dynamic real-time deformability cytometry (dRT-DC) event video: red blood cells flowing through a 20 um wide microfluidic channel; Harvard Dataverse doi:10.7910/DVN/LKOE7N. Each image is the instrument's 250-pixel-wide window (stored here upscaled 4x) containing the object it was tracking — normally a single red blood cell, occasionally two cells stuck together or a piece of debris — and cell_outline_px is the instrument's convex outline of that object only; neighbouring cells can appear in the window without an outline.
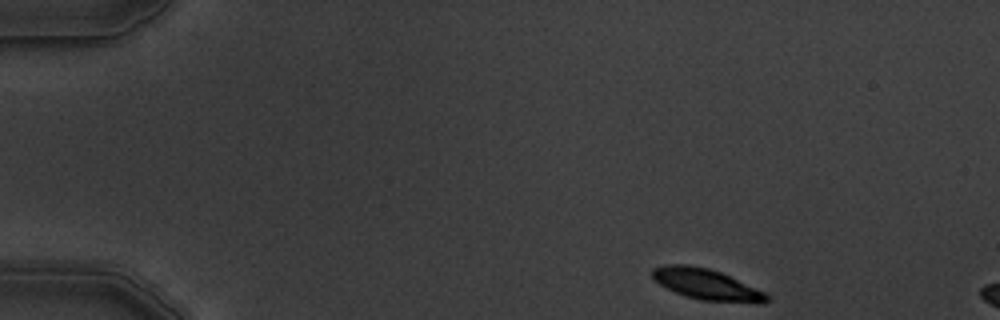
{"species": "common noctule bat (a hibernating species)", "species_latin": "Nyctalus noctula", "temperature_condition": "warm", "stored_images_in_passage": 3, "camera_frame_rate_fps": 3000, "um_per_image_px": 0.085, "animal": {"sex": "male", "body_mass_g": 19.5, "forearm_length_mm": 54.6}, "frame": {"image": 1, "passage_image": 1, "time_ms": 0.0, "image_size_px": [1000, 320], "cell_outline_px": [[768, 300], [756, 304], [700, 300], [684, 296], [652, 280], [652, 268], [668, 264], [684, 264], [708, 268], [720, 272], [764, 292], [768, 296]], "centroid_in_image_um": [60.02, 24.18], "position_along_channel_um": 25.0, "area_um2": 20.46}}